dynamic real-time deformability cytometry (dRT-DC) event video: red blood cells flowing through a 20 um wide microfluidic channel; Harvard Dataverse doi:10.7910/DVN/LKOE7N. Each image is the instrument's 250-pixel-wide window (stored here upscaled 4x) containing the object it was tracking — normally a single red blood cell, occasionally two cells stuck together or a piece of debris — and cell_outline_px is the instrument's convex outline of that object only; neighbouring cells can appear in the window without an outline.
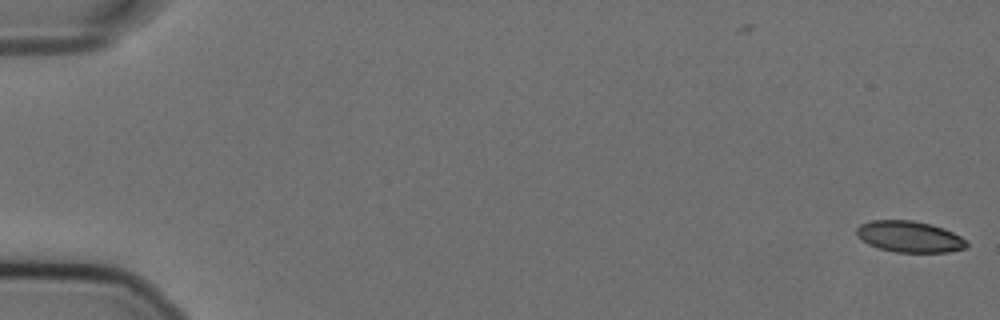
{"species": "Egyptian fruit bat (a non-hibernating species)", "species_latin": "Rousettus aegyptiacus", "temperature_condition": "cold", "stored_images_in_passage": 58, "camera_frame_rate_fps": 3000, "um_per_image_px": 0.085, "animal": {"sex": "female"}, "frame": {"image": 1, "passage_image": 1, "time_ms": 0.0, "image_size_px": [1000, 320], "cell_outline_px": [[968, 248], [948, 252], [896, 252], [876, 248], [868, 244], [856, 236], [856, 228], [860, 224], [872, 220], [912, 220], [932, 224], [944, 228], [968, 240]], "centroid_in_image_um": [77.31, 20.12], "position_along_channel_um": 7.7, "area_um2": 20.35}}
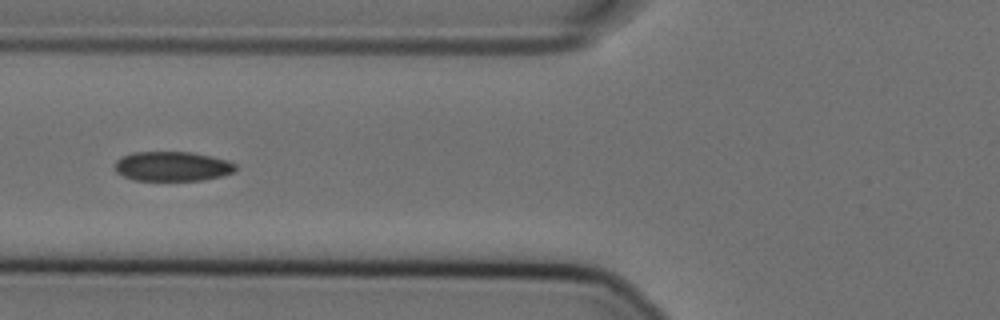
{"frame": {"image": 2, "passage_image": 23, "time_ms": 7.333, "image_size_px": [1000, 320], "cell_outline_px": [[236, 168], [232, 172], [220, 176], [204, 180], [132, 180], [116, 172], [112, 168], [116, 160], [120, 156], [132, 152], [192, 152], [212, 156], [228, 160], [236, 164]], "centroid_in_image_um": [14.59, 14.13], "position_along_channel_um": 111.2, "area_um2": 21.04}}
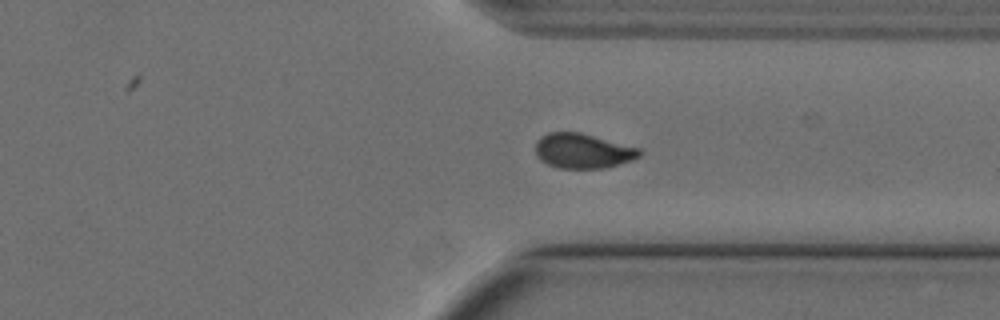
{"frame": {"image": 3, "passage_image": 44, "time_ms": 14.333, "image_size_px": [1000, 320], "cell_outline_px": [[644, 152], [640, 156], [632, 160], [604, 168], [556, 168], [540, 160], [536, 156], [536, 140], [540, 136], [548, 132], [580, 132], [640, 148]], "centroid_in_image_um": [49.53, 12.82], "position_along_channel_um": 361.9, "area_um2": 21.27}, "authors_computed_cell_mechanics": {"area_um2": 21.386, "velocity_mm_per_s": 3.5809, "shape_relaxation_time_tau1_ms": null, "shape_relaxation_time_tau2_ms": 2.8525, "deformation_change_tau1": null, "deformation_change_tau2": 0.0575}}